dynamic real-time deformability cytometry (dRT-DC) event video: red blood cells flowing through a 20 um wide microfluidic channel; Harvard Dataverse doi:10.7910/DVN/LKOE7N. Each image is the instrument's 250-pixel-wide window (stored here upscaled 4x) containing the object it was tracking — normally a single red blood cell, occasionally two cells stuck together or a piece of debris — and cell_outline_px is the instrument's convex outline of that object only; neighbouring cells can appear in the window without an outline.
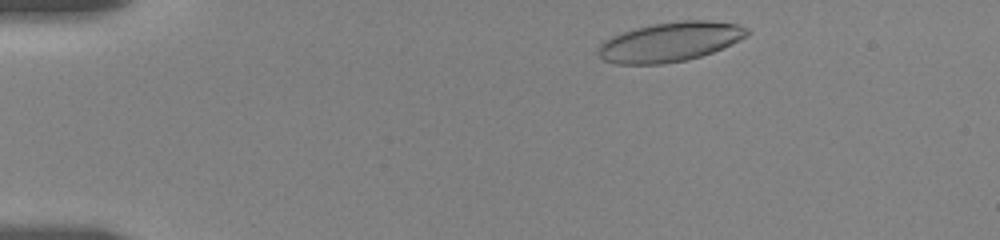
{"species": "human", "species_latin": "Homo sapiens", "temperature_condition": "room temperature", "stored_images_in_passage": 12, "camera_frame_rate_fps": 3000, "um_per_image_px": 0.085, "donor": {"sex": "female"}, "frame": {"image": 1, "passage_image": 1, "time_ms": 0.0, "image_size_px": [1000, 240], "cell_outline_px": [[752, 32], [748, 36], [732, 44], [712, 52], [688, 60], [660, 64], [616, 64], [604, 60], [596, 52], [596, 48], [604, 40], [612, 36], [632, 28], [652, 24], [680, 20], [708, 20], [736, 24], [748, 28]], "centroid_in_image_um": [56.95, 3.55], "position_along_channel_um": 28.1, "area_um2": 34.56}}
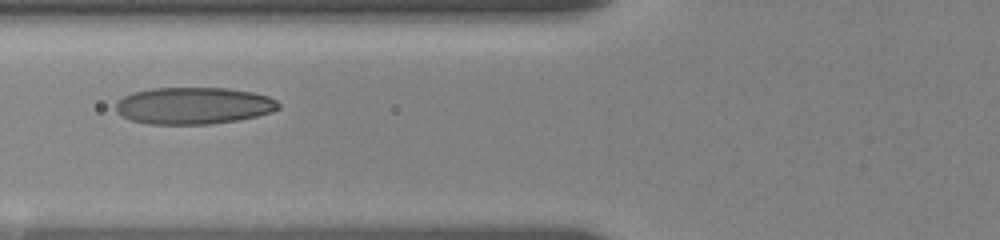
{"frame": {"image": 2, "passage_image": 9, "time_ms": 4.333, "image_size_px": [1000, 240], "cell_outline_px": [[280, 108], [272, 112], [256, 116], [236, 120], [208, 124], [148, 124], [132, 120], [120, 116], [116, 112], [116, 100], [132, 92], [152, 88], [228, 88], [252, 92], [268, 96], [276, 100], [280, 104]], "centroid_in_image_um": [16.42, 8.98], "position_along_channel_um": 109.4, "area_um2": 35.14}}
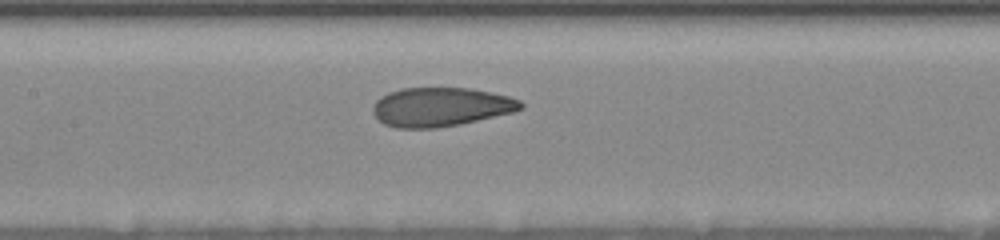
{"frame": {"image": 3, "passage_image": 12, "time_ms": 6.0, "image_size_px": [1000, 240], "cell_outline_px": [[524, 108], [512, 112], [460, 124], [436, 128], [396, 128], [384, 124], [372, 112], [372, 108], [376, 100], [380, 96], [388, 92], [400, 88], [468, 88], [492, 92], [508, 96], [520, 100], [524, 104]], "centroid_in_image_um": [37.45, 9.08], "position_along_channel_um": 170.0, "area_um2": 33.64}}